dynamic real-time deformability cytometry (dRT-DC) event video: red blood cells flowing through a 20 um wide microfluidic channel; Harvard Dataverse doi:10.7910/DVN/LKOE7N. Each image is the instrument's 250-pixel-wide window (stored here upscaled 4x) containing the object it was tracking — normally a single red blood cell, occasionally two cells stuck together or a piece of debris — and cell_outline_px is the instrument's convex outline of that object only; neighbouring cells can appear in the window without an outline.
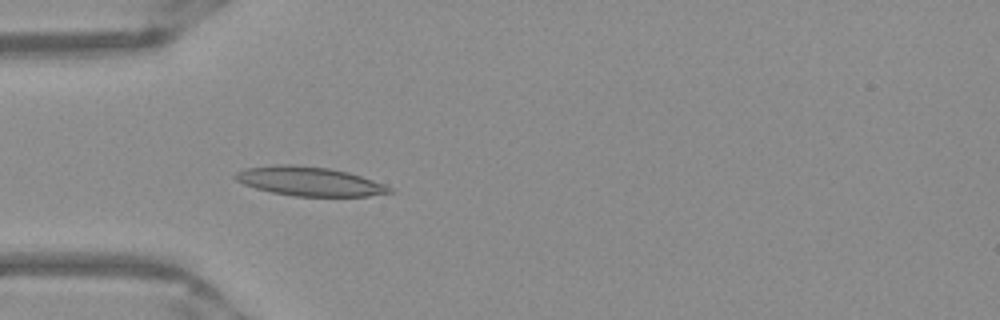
{"species": "Egyptian fruit bat (a non-hibernating species)", "species_latin": "Rousettus aegyptiacus", "temperature_condition": "warm", "stored_images_in_passage": 52, "camera_frame_rate_fps": 3000, "um_per_image_px": 0.085, "frame": {"image": 1, "passage_image": 16, "time_ms": 5.0, "image_size_px": [1000, 320], "cell_outline_px": [[396, 192], [368, 196], [296, 196], [272, 192], [256, 188], [244, 184], [236, 180], [232, 176], [236, 172], [244, 168], [272, 164], [292, 164], [328, 168], [348, 172], [384, 184], [392, 188]], "centroid_in_image_um": [26.28, 15.4], "position_along_channel_um": 58.7, "area_um2": 26.18}}
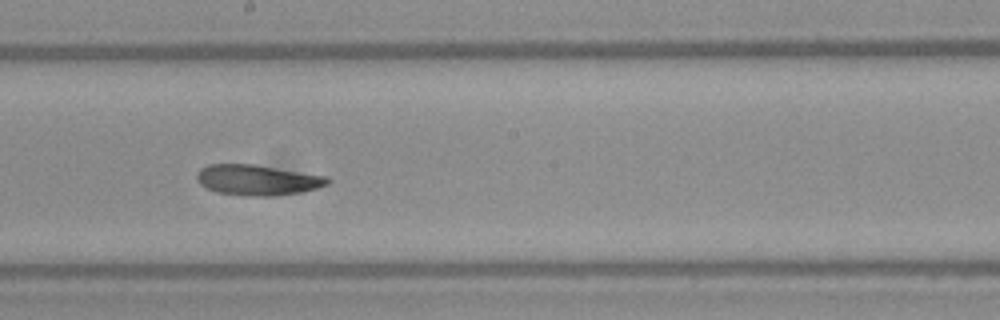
{"frame": {"image": 2, "passage_image": 29, "time_ms": 9.333, "image_size_px": [1000, 320], "cell_outline_px": [[332, 180], [328, 184], [316, 188], [300, 192], [272, 196], [244, 196], [216, 192], [200, 184], [196, 176], [196, 172], [200, 168], [208, 164], [256, 164], [328, 176]], "centroid_in_image_um": [21.89, 15.29], "position_along_channel_um": 226.3, "area_um2": 23.47}}
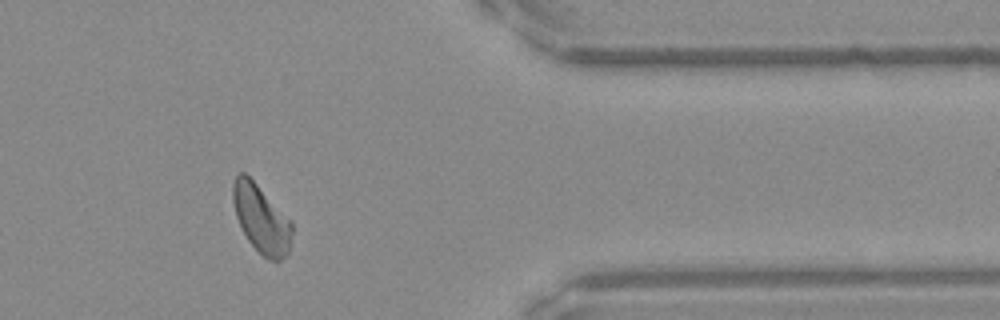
{"frame": {"image": 3, "passage_image": 43, "time_ms": 14.0, "image_size_px": [1000, 320], "cell_outline_px": [[292, 232], [288, 256], [276, 264], [268, 260], [248, 240], [236, 216], [232, 200], [232, 184], [236, 176], [240, 172], [244, 172], [292, 220]], "centroid_in_image_um": [22.23, 18.64], "position_along_channel_um": 389.2, "area_um2": 23.47}, "authors_computed_cell_mechanics": {"area_um2": 23.7269, "velocity_mm_per_s": 3.9306, "shape_relaxation_time_tau1_ms": null, "shape_relaxation_time_tau2_ms": 4.7292, "deformation_change_tau1": null, "deformation_change_tau2": 0.1207}}